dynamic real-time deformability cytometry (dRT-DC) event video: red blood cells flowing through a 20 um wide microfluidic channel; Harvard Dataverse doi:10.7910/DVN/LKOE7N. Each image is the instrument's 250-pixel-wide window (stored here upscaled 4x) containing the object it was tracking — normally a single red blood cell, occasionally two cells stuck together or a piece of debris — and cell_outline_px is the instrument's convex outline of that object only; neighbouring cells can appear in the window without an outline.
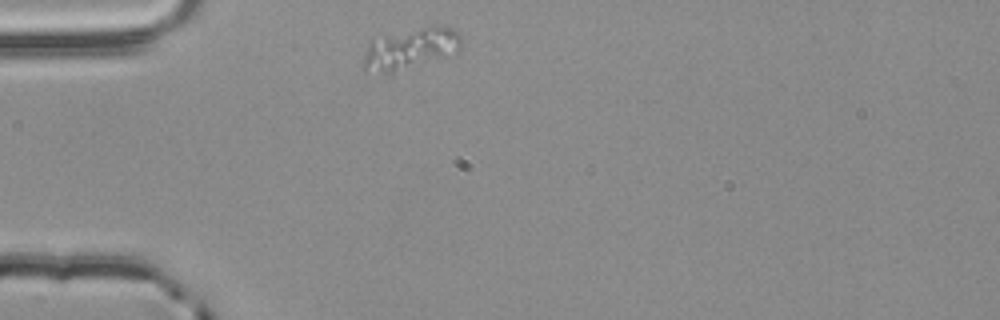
{"species": "common noctule bat (a hibernating species)", "species_latin": "Nyctalus noctula", "temperature_condition": "room temperature", "stored_images_in_passage": 34, "camera_frame_rate_fps": 3000, "um_per_image_px": 0.085, "animal": {"sex": "male", "body_mass_g": 20.4}, "frame": {"image": 1, "passage_image": 1, "time_ms": 0.0, "image_size_px": [1000, 320], "cell_outline_px": [[460, 48], [456, 52], [392, 76], [388, 76], [364, 72], [360, 68], [368, 40], [420, 28], [452, 28], [460, 32]], "centroid_in_image_um": [34.74, 4.26], "position_along_channel_um": 50.3, "area_um2": 23.99}}
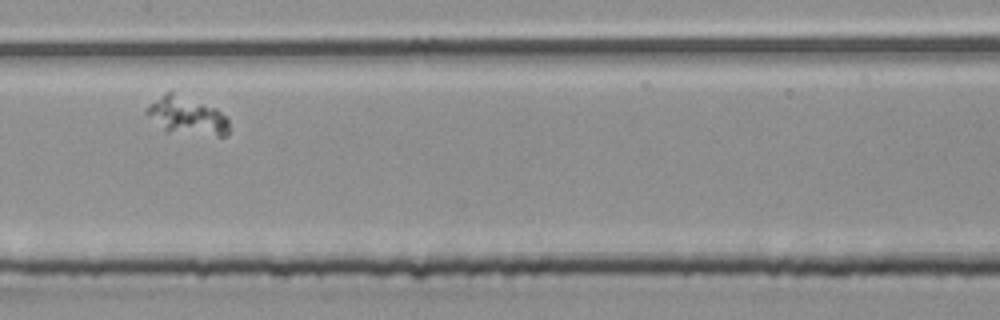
{"frame": {"image": 2, "passage_image": 14, "time_ms": 4.333, "image_size_px": [1000, 320], "cell_outline_px": [[228, 136], [216, 136], [168, 132], [144, 112], [144, 108], [172, 88], [216, 108], [228, 120]], "centroid_in_image_um": [15.88, 9.8], "position_along_channel_um": 191.5, "area_um2": 18.55}}
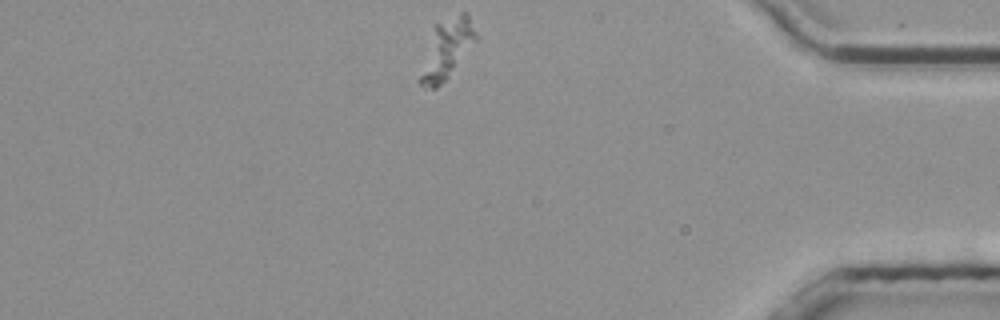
{"frame": {"image": 3, "passage_image": 34, "time_ms": 11.0, "image_size_px": [1000, 320], "cell_outline_px": [[476, 40], [448, 76], [436, 88], [424, 88], [416, 80], [432, 24], [460, 12], [468, 12], [476, 32]], "centroid_in_image_um": [37.88, 4.13], "position_along_channel_um": 397.3, "area_um2": 19.71}}